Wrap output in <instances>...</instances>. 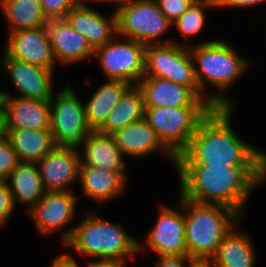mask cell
Returning <instances> with one entry per match:
<instances>
[{
	"label": "cell",
	"mask_w": 266,
	"mask_h": 267,
	"mask_svg": "<svg viewBox=\"0 0 266 267\" xmlns=\"http://www.w3.org/2000/svg\"><path fill=\"white\" fill-rule=\"evenodd\" d=\"M175 170L179 174L178 195L228 207L242 217L254 188L266 182V166L175 165Z\"/></svg>",
	"instance_id": "1"
},
{
	"label": "cell",
	"mask_w": 266,
	"mask_h": 267,
	"mask_svg": "<svg viewBox=\"0 0 266 267\" xmlns=\"http://www.w3.org/2000/svg\"><path fill=\"white\" fill-rule=\"evenodd\" d=\"M234 108H213L200 122L176 165L266 166V152L232 129Z\"/></svg>",
	"instance_id": "2"
},
{
	"label": "cell",
	"mask_w": 266,
	"mask_h": 267,
	"mask_svg": "<svg viewBox=\"0 0 266 267\" xmlns=\"http://www.w3.org/2000/svg\"><path fill=\"white\" fill-rule=\"evenodd\" d=\"M189 50L201 98L209 102L213 108L235 109L237 102L225 92L248 72L250 60L239 55L230 42L221 39L196 43L190 46ZM209 87L213 89H210V92L206 90Z\"/></svg>",
	"instance_id": "3"
},
{
	"label": "cell",
	"mask_w": 266,
	"mask_h": 267,
	"mask_svg": "<svg viewBox=\"0 0 266 267\" xmlns=\"http://www.w3.org/2000/svg\"><path fill=\"white\" fill-rule=\"evenodd\" d=\"M70 239L63 247L93 260L126 261L138 254V240L119 223L104 220L96 213H87L74 226Z\"/></svg>",
	"instance_id": "4"
},
{
	"label": "cell",
	"mask_w": 266,
	"mask_h": 267,
	"mask_svg": "<svg viewBox=\"0 0 266 267\" xmlns=\"http://www.w3.org/2000/svg\"><path fill=\"white\" fill-rule=\"evenodd\" d=\"M183 210L188 256L195 260L210 261L223 239L243 219L228 207L197 203L185 198Z\"/></svg>",
	"instance_id": "5"
},
{
	"label": "cell",
	"mask_w": 266,
	"mask_h": 267,
	"mask_svg": "<svg viewBox=\"0 0 266 267\" xmlns=\"http://www.w3.org/2000/svg\"><path fill=\"white\" fill-rule=\"evenodd\" d=\"M212 109L213 106L145 108L144 119L177 157L187 148L200 122Z\"/></svg>",
	"instance_id": "6"
},
{
	"label": "cell",
	"mask_w": 266,
	"mask_h": 267,
	"mask_svg": "<svg viewBox=\"0 0 266 267\" xmlns=\"http://www.w3.org/2000/svg\"><path fill=\"white\" fill-rule=\"evenodd\" d=\"M187 41L148 44L145 47L143 77L167 79L190 87L200 98L201 90L195 77V69Z\"/></svg>",
	"instance_id": "7"
},
{
	"label": "cell",
	"mask_w": 266,
	"mask_h": 267,
	"mask_svg": "<svg viewBox=\"0 0 266 267\" xmlns=\"http://www.w3.org/2000/svg\"><path fill=\"white\" fill-rule=\"evenodd\" d=\"M116 16L117 35L121 37L145 45L171 43L174 40L160 39L173 26L156 0H131L116 12Z\"/></svg>",
	"instance_id": "8"
},
{
	"label": "cell",
	"mask_w": 266,
	"mask_h": 267,
	"mask_svg": "<svg viewBox=\"0 0 266 267\" xmlns=\"http://www.w3.org/2000/svg\"><path fill=\"white\" fill-rule=\"evenodd\" d=\"M75 91L66 84L49 101L50 130L57 146L78 148L92 132L86 121L85 105Z\"/></svg>",
	"instance_id": "9"
},
{
	"label": "cell",
	"mask_w": 266,
	"mask_h": 267,
	"mask_svg": "<svg viewBox=\"0 0 266 267\" xmlns=\"http://www.w3.org/2000/svg\"><path fill=\"white\" fill-rule=\"evenodd\" d=\"M145 44L116 35L94 51L106 80H122L138 85L144 76Z\"/></svg>",
	"instance_id": "10"
},
{
	"label": "cell",
	"mask_w": 266,
	"mask_h": 267,
	"mask_svg": "<svg viewBox=\"0 0 266 267\" xmlns=\"http://www.w3.org/2000/svg\"><path fill=\"white\" fill-rule=\"evenodd\" d=\"M176 201L173 207H169L166 204L159 206L155 224L149 229L147 237L145 236L146 242L141 243L138 240L139 254L149 248L158 256H188L185 243L183 197L179 195Z\"/></svg>",
	"instance_id": "11"
},
{
	"label": "cell",
	"mask_w": 266,
	"mask_h": 267,
	"mask_svg": "<svg viewBox=\"0 0 266 267\" xmlns=\"http://www.w3.org/2000/svg\"><path fill=\"white\" fill-rule=\"evenodd\" d=\"M79 198L80 196L75 195L73 191L46 192L27 215L31 217L39 235L49 237L59 231L60 244L63 246L75 228L64 230L73 220L75 221Z\"/></svg>",
	"instance_id": "12"
},
{
	"label": "cell",
	"mask_w": 266,
	"mask_h": 267,
	"mask_svg": "<svg viewBox=\"0 0 266 267\" xmlns=\"http://www.w3.org/2000/svg\"><path fill=\"white\" fill-rule=\"evenodd\" d=\"M0 72L8 75L16 95L0 90L1 96H16L25 99L50 101L53 97L54 72L10 57L4 50L0 58Z\"/></svg>",
	"instance_id": "13"
},
{
	"label": "cell",
	"mask_w": 266,
	"mask_h": 267,
	"mask_svg": "<svg viewBox=\"0 0 266 267\" xmlns=\"http://www.w3.org/2000/svg\"><path fill=\"white\" fill-rule=\"evenodd\" d=\"M80 163L77 147L56 146L37 163L44 190L74 191L71 184L79 182Z\"/></svg>",
	"instance_id": "14"
},
{
	"label": "cell",
	"mask_w": 266,
	"mask_h": 267,
	"mask_svg": "<svg viewBox=\"0 0 266 267\" xmlns=\"http://www.w3.org/2000/svg\"><path fill=\"white\" fill-rule=\"evenodd\" d=\"M111 136L125 157L141 159L162 152L175 168L176 156L164 145L144 118L116 131Z\"/></svg>",
	"instance_id": "15"
},
{
	"label": "cell",
	"mask_w": 266,
	"mask_h": 267,
	"mask_svg": "<svg viewBox=\"0 0 266 267\" xmlns=\"http://www.w3.org/2000/svg\"><path fill=\"white\" fill-rule=\"evenodd\" d=\"M4 51L12 58L54 71L58 64L54 58L49 37L39 28L8 33Z\"/></svg>",
	"instance_id": "16"
},
{
	"label": "cell",
	"mask_w": 266,
	"mask_h": 267,
	"mask_svg": "<svg viewBox=\"0 0 266 267\" xmlns=\"http://www.w3.org/2000/svg\"><path fill=\"white\" fill-rule=\"evenodd\" d=\"M138 86L144 94L145 108L212 106L190 87L167 79L143 77Z\"/></svg>",
	"instance_id": "17"
},
{
	"label": "cell",
	"mask_w": 266,
	"mask_h": 267,
	"mask_svg": "<svg viewBox=\"0 0 266 267\" xmlns=\"http://www.w3.org/2000/svg\"><path fill=\"white\" fill-rule=\"evenodd\" d=\"M92 6L85 2L74 6L70 10L69 24L96 50L117 35V16L112 13L108 17Z\"/></svg>",
	"instance_id": "18"
},
{
	"label": "cell",
	"mask_w": 266,
	"mask_h": 267,
	"mask_svg": "<svg viewBox=\"0 0 266 267\" xmlns=\"http://www.w3.org/2000/svg\"><path fill=\"white\" fill-rule=\"evenodd\" d=\"M128 172H111L80 163L79 184L84 196L102 205L118 198L127 188Z\"/></svg>",
	"instance_id": "19"
},
{
	"label": "cell",
	"mask_w": 266,
	"mask_h": 267,
	"mask_svg": "<svg viewBox=\"0 0 266 267\" xmlns=\"http://www.w3.org/2000/svg\"><path fill=\"white\" fill-rule=\"evenodd\" d=\"M6 129H50V103L16 96H1Z\"/></svg>",
	"instance_id": "20"
},
{
	"label": "cell",
	"mask_w": 266,
	"mask_h": 267,
	"mask_svg": "<svg viewBox=\"0 0 266 267\" xmlns=\"http://www.w3.org/2000/svg\"><path fill=\"white\" fill-rule=\"evenodd\" d=\"M83 147L82 149H80ZM81 163L111 172H127L124 154L111 135L92 131L78 146ZM81 150V151H80ZM83 150V151H82Z\"/></svg>",
	"instance_id": "21"
},
{
	"label": "cell",
	"mask_w": 266,
	"mask_h": 267,
	"mask_svg": "<svg viewBox=\"0 0 266 267\" xmlns=\"http://www.w3.org/2000/svg\"><path fill=\"white\" fill-rule=\"evenodd\" d=\"M6 181L15 206L17 203L26 206L27 214L46 193L37 163L19 162Z\"/></svg>",
	"instance_id": "22"
},
{
	"label": "cell",
	"mask_w": 266,
	"mask_h": 267,
	"mask_svg": "<svg viewBox=\"0 0 266 267\" xmlns=\"http://www.w3.org/2000/svg\"><path fill=\"white\" fill-rule=\"evenodd\" d=\"M233 228L210 260L215 267H254L257 254L250 233Z\"/></svg>",
	"instance_id": "23"
},
{
	"label": "cell",
	"mask_w": 266,
	"mask_h": 267,
	"mask_svg": "<svg viewBox=\"0 0 266 267\" xmlns=\"http://www.w3.org/2000/svg\"><path fill=\"white\" fill-rule=\"evenodd\" d=\"M49 42L59 65H75L94 56L95 50L85 36L74 30L69 23L56 29L49 37Z\"/></svg>",
	"instance_id": "24"
},
{
	"label": "cell",
	"mask_w": 266,
	"mask_h": 267,
	"mask_svg": "<svg viewBox=\"0 0 266 267\" xmlns=\"http://www.w3.org/2000/svg\"><path fill=\"white\" fill-rule=\"evenodd\" d=\"M19 162L38 163L57 145L50 129H6Z\"/></svg>",
	"instance_id": "25"
},
{
	"label": "cell",
	"mask_w": 266,
	"mask_h": 267,
	"mask_svg": "<svg viewBox=\"0 0 266 267\" xmlns=\"http://www.w3.org/2000/svg\"><path fill=\"white\" fill-rule=\"evenodd\" d=\"M144 94L138 85H131L120 101L110 110L106 121L97 130L99 133L112 135L124 127L144 118Z\"/></svg>",
	"instance_id": "26"
},
{
	"label": "cell",
	"mask_w": 266,
	"mask_h": 267,
	"mask_svg": "<svg viewBox=\"0 0 266 267\" xmlns=\"http://www.w3.org/2000/svg\"><path fill=\"white\" fill-rule=\"evenodd\" d=\"M130 86L131 84L122 80H106L84 102L86 121L92 131H97L104 124L110 110Z\"/></svg>",
	"instance_id": "27"
},
{
	"label": "cell",
	"mask_w": 266,
	"mask_h": 267,
	"mask_svg": "<svg viewBox=\"0 0 266 267\" xmlns=\"http://www.w3.org/2000/svg\"><path fill=\"white\" fill-rule=\"evenodd\" d=\"M8 32L39 28L43 13L40 0H0Z\"/></svg>",
	"instance_id": "28"
},
{
	"label": "cell",
	"mask_w": 266,
	"mask_h": 267,
	"mask_svg": "<svg viewBox=\"0 0 266 267\" xmlns=\"http://www.w3.org/2000/svg\"><path fill=\"white\" fill-rule=\"evenodd\" d=\"M218 9L216 0H196L174 23L185 40L199 35L207 24L206 10Z\"/></svg>",
	"instance_id": "29"
},
{
	"label": "cell",
	"mask_w": 266,
	"mask_h": 267,
	"mask_svg": "<svg viewBox=\"0 0 266 267\" xmlns=\"http://www.w3.org/2000/svg\"><path fill=\"white\" fill-rule=\"evenodd\" d=\"M19 163L11 142L4 138L0 141V180H7Z\"/></svg>",
	"instance_id": "30"
},
{
	"label": "cell",
	"mask_w": 266,
	"mask_h": 267,
	"mask_svg": "<svg viewBox=\"0 0 266 267\" xmlns=\"http://www.w3.org/2000/svg\"><path fill=\"white\" fill-rule=\"evenodd\" d=\"M69 18L70 10L44 13L40 20L39 29L46 37H50L56 29L68 24Z\"/></svg>",
	"instance_id": "31"
},
{
	"label": "cell",
	"mask_w": 266,
	"mask_h": 267,
	"mask_svg": "<svg viewBox=\"0 0 266 267\" xmlns=\"http://www.w3.org/2000/svg\"><path fill=\"white\" fill-rule=\"evenodd\" d=\"M196 0H156L161 12L174 23Z\"/></svg>",
	"instance_id": "32"
},
{
	"label": "cell",
	"mask_w": 266,
	"mask_h": 267,
	"mask_svg": "<svg viewBox=\"0 0 266 267\" xmlns=\"http://www.w3.org/2000/svg\"><path fill=\"white\" fill-rule=\"evenodd\" d=\"M16 206L10 186L6 180H0V226H6Z\"/></svg>",
	"instance_id": "33"
},
{
	"label": "cell",
	"mask_w": 266,
	"mask_h": 267,
	"mask_svg": "<svg viewBox=\"0 0 266 267\" xmlns=\"http://www.w3.org/2000/svg\"><path fill=\"white\" fill-rule=\"evenodd\" d=\"M154 267H192L197 261L190 256L170 255L156 256Z\"/></svg>",
	"instance_id": "34"
},
{
	"label": "cell",
	"mask_w": 266,
	"mask_h": 267,
	"mask_svg": "<svg viewBox=\"0 0 266 267\" xmlns=\"http://www.w3.org/2000/svg\"><path fill=\"white\" fill-rule=\"evenodd\" d=\"M43 13L63 12L83 3V0H40Z\"/></svg>",
	"instance_id": "35"
},
{
	"label": "cell",
	"mask_w": 266,
	"mask_h": 267,
	"mask_svg": "<svg viewBox=\"0 0 266 267\" xmlns=\"http://www.w3.org/2000/svg\"><path fill=\"white\" fill-rule=\"evenodd\" d=\"M217 8L219 9H241L252 8L261 4H266V0H216Z\"/></svg>",
	"instance_id": "36"
},
{
	"label": "cell",
	"mask_w": 266,
	"mask_h": 267,
	"mask_svg": "<svg viewBox=\"0 0 266 267\" xmlns=\"http://www.w3.org/2000/svg\"><path fill=\"white\" fill-rule=\"evenodd\" d=\"M48 267H82L73 255L65 253L59 254L53 258L51 265Z\"/></svg>",
	"instance_id": "37"
},
{
	"label": "cell",
	"mask_w": 266,
	"mask_h": 267,
	"mask_svg": "<svg viewBox=\"0 0 266 267\" xmlns=\"http://www.w3.org/2000/svg\"><path fill=\"white\" fill-rule=\"evenodd\" d=\"M126 262L117 259H90L86 260V267H125Z\"/></svg>",
	"instance_id": "38"
},
{
	"label": "cell",
	"mask_w": 266,
	"mask_h": 267,
	"mask_svg": "<svg viewBox=\"0 0 266 267\" xmlns=\"http://www.w3.org/2000/svg\"><path fill=\"white\" fill-rule=\"evenodd\" d=\"M131 0H85L84 2L87 5H90V3L95 5L96 3H106V4H114L116 6L115 10L113 11L116 13L119 9H121L124 5L129 3ZM89 3V4H88ZM95 3V4H94Z\"/></svg>",
	"instance_id": "39"
},
{
	"label": "cell",
	"mask_w": 266,
	"mask_h": 267,
	"mask_svg": "<svg viewBox=\"0 0 266 267\" xmlns=\"http://www.w3.org/2000/svg\"><path fill=\"white\" fill-rule=\"evenodd\" d=\"M4 138H6L5 113L2 105L0 104V141Z\"/></svg>",
	"instance_id": "40"
},
{
	"label": "cell",
	"mask_w": 266,
	"mask_h": 267,
	"mask_svg": "<svg viewBox=\"0 0 266 267\" xmlns=\"http://www.w3.org/2000/svg\"><path fill=\"white\" fill-rule=\"evenodd\" d=\"M192 267H215L211 261L197 260Z\"/></svg>",
	"instance_id": "41"
}]
</instances>
